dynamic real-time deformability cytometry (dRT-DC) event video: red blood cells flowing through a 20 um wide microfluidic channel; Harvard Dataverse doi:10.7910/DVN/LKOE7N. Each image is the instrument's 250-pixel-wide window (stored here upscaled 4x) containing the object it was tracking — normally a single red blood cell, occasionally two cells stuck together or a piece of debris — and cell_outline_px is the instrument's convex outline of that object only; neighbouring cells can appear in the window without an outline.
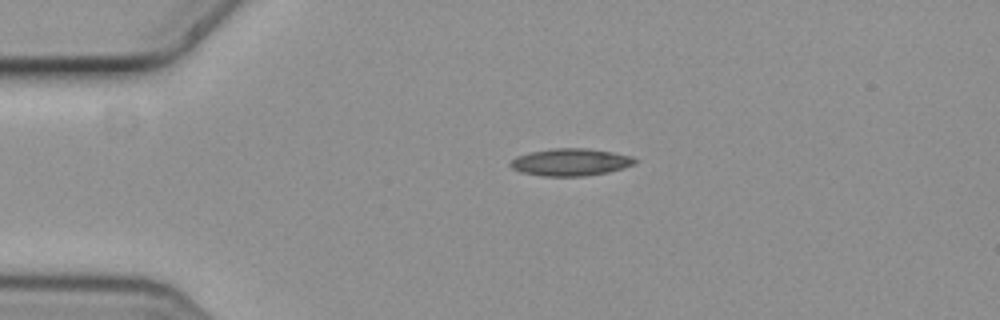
{"species": "common noctule bat (a hibernating species)", "species_latin": "Nyctalus noctula", "temperature_condition": "cold", "stored_images_in_passage": 2, "camera_frame_rate_fps": 3000, "um_per_image_px": 0.085, "animal": {"sex": "female", "body_mass_g": 19.3, "forearm_length_mm": 54.1}, "frame": {"image": 1, "passage_image": 1, "time_ms": 0.0, "image_size_px": [1000, 320], "cell_outline_px": [[640, 160], [636, 164], [624, 168], [608, 172], [584, 176], [544, 176], [520, 172], [512, 168], [508, 164], [516, 156], [528, 152], [552, 148], [588, 148], [612, 152], [632, 156]], "centroid_in_image_um": [48.52, 13.78], "position_along_channel_um": 36.5, "area_um2": 20.06}}